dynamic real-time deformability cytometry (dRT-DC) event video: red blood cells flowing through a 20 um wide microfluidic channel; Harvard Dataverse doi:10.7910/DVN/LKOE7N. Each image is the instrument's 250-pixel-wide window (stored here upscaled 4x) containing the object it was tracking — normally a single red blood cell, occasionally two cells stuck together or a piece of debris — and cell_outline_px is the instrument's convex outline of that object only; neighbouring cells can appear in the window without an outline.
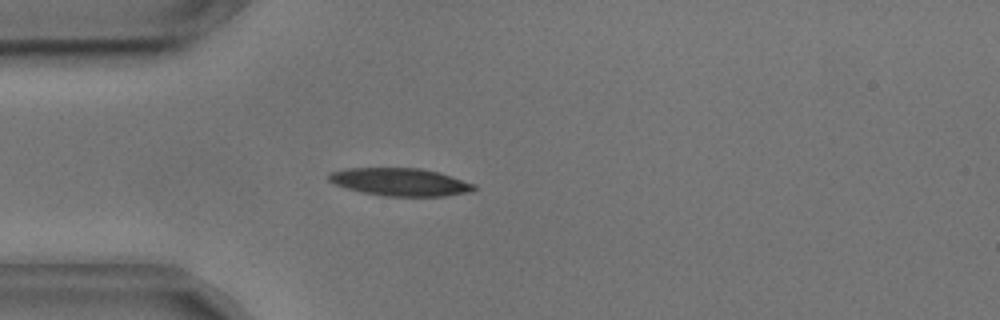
{"species": "common noctule bat (a hibernating species)", "species_latin": "Nyctalus noctula", "temperature_condition": "cold", "stored_images_in_passage": 29, "camera_frame_rate_fps": 3000, "um_per_image_px": 0.085, "animal": {"sex": "male", "body_mass_g": 17.9, "forearm_length_mm": 54.2}, "frame": {"image": 1, "passage_image": 3, "time_ms": 0.667, "image_size_px": [1000, 320], "cell_outline_px": [[476, 188], [468, 192], [444, 196], [384, 196], [364, 192], [348, 188], [336, 184], [328, 180], [328, 176], [332, 172], [344, 168], [420, 168], [452, 176], [476, 184]], "centroid_in_image_um": [34.03, 15.46], "position_along_channel_um": 51.0, "area_um2": 23.24}}
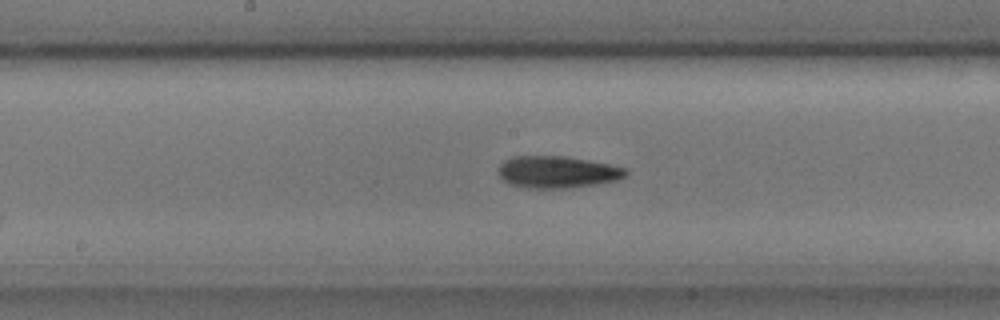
{"frame": {"image": 2, "passage_image": 16, "time_ms": 5.0, "image_size_px": [1000, 320], "cell_outline_px": [[628, 172], [624, 176], [616, 180], [596, 184], [568, 188], [524, 188], [508, 184], [496, 172], [500, 164], [504, 160], [512, 156], [564, 156], [588, 160], [628, 168]], "centroid_in_image_um": [47.32, 14.62], "position_along_channel_um": 200.9, "area_um2": 23.87}}
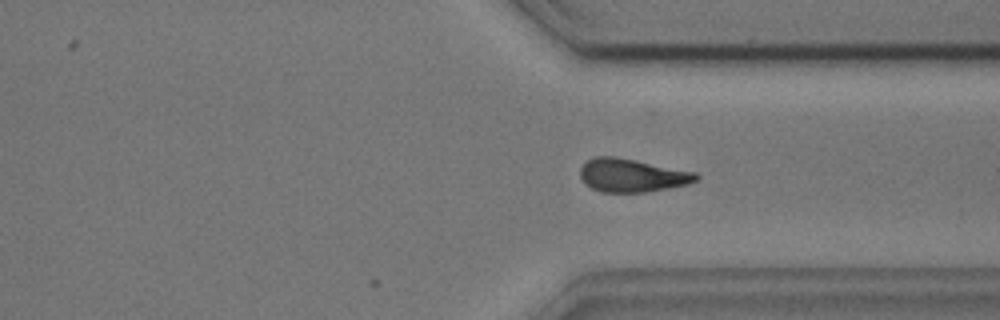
{"frame": {"image": 3, "passage_image": 29, "time_ms": 9.333, "image_size_px": [1000, 320], "cell_outline_px": [[700, 176], [696, 180], [688, 184], [668, 188], [644, 192], [600, 192], [584, 184], [580, 176], [580, 168], [588, 160], [596, 156], [616, 156], [696, 172]], "centroid_in_image_um": [53.7, 14.9], "position_along_channel_um": 357.7, "area_um2": 22.48}}